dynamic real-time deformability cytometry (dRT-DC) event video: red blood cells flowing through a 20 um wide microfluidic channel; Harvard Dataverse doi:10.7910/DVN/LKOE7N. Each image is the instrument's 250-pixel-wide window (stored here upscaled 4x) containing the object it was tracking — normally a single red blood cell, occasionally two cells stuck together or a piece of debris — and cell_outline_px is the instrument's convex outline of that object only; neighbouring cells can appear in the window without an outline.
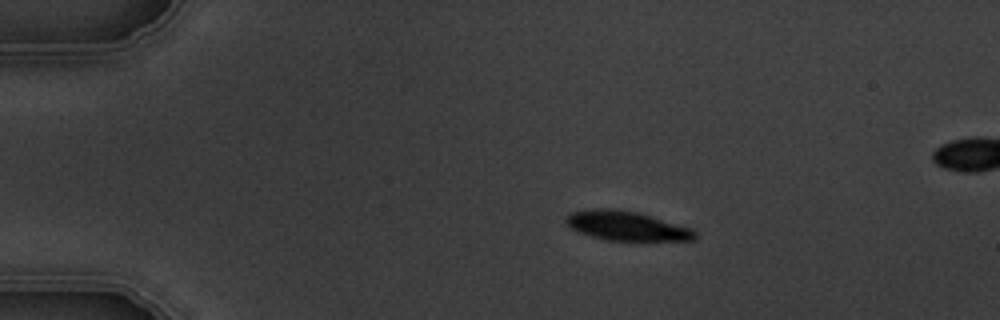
{"species": "common noctule bat (a hibernating species)", "species_latin": "Nyctalus noctula", "temperature_condition": "warm", "stored_images_in_passage": 3, "camera_frame_rate_fps": 3000, "um_per_image_px": 0.085, "animal": {"sex": "male", "body_mass_g": 19.5, "forearm_length_mm": 54.6}, "frame": {"image": 1, "passage_image": 1, "time_ms": 0.0, "image_size_px": [1000, 320], "cell_outline_px": [[696, 240], [608, 240], [576, 232], [568, 228], [564, 220], [572, 212], [592, 208], [612, 208], [636, 212], [692, 228], [696, 232]], "centroid_in_image_um": [53.21, 19.19], "position_along_channel_um": 31.8, "area_um2": 21.96}}
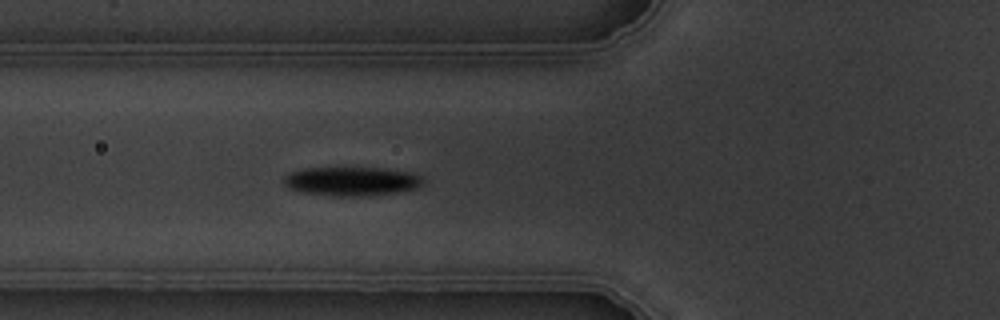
{"frame": {"image": 2, "passage_image": 3, "time_ms": 3.333, "image_size_px": [1000, 320], "cell_outline_px": [[424, 184], [420, 188], [396, 192], [364, 196], [332, 196], [304, 192], [288, 188], [284, 184], [284, 176], [288, 172], [304, 168], [380, 168], [408, 172], [424, 176]], "centroid_in_image_um": [29.91, 15.41], "position_along_channel_um": 95.9, "area_um2": 23.64}}